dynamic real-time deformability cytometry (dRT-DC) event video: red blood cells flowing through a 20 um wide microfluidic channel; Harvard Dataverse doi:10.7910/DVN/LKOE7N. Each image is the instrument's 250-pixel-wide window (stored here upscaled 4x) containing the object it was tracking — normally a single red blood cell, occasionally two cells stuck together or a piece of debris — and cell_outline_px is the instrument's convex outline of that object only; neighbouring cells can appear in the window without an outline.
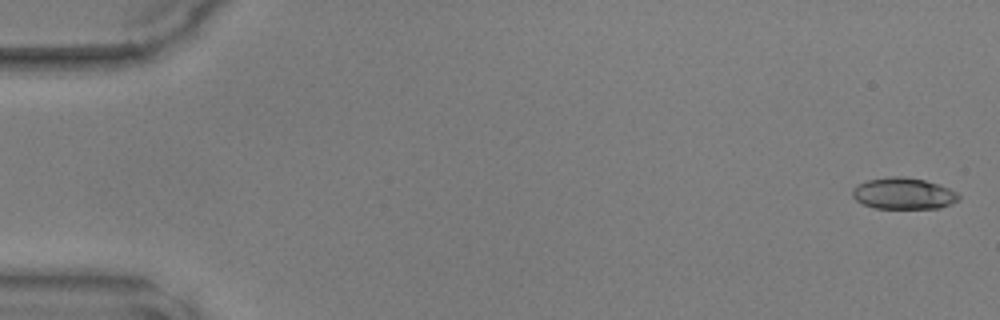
{"species": "common noctule bat (a hibernating species)", "species_latin": "Nyctalus noctula", "temperature_condition": "warm", "stored_images_in_passage": 48, "camera_frame_rate_fps": 3000, "um_per_image_px": 0.085, "animal": {"sex": "male", "body_mass_g": 17.9, "forearm_length_mm": 54.2}, "frame": {"image": 1, "passage_image": 1, "time_ms": 0.0, "image_size_px": [1000, 320], "cell_outline_px": [[960, 200], [940, 208], [876, 208], [864, 204], [856, 200], [852, 196], [852, 188], [856, 184], [868, 180], [888, 176], [904, 176], [924, 180], [948, 188], [956, 192], [960, 196]], "centroid_in_image_um": [76.77, 16.44], "position_along_channel_um": 8.2, "area_um2": 19.48}}
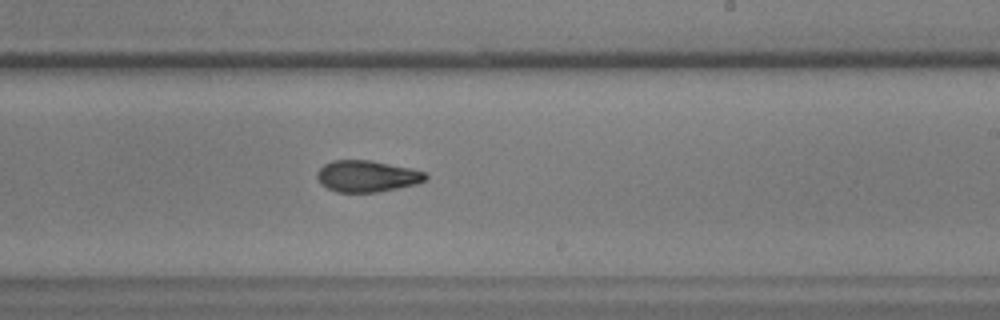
{"frame": {"image": 2, "passage_image": 29, "time_ms": 9.333, "image_size_px": [1000, 320], "cell_outline_px": [[428, 180], [416, 184], [376, 192], [336, 192], [320, 184], [316, 176], [316, 172], [324, 164], [332, 160], [372, 160], [412, 168], [428, 172]], "centroid_in_image_um": [31.22, 14.96], "position_along_channel_um": 257.8, "area_um2": 20.17}}
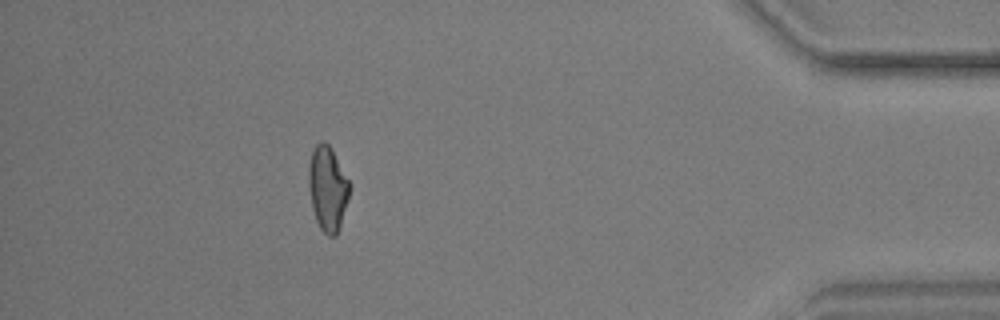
{"frame": {"image": 3, "passage_image": 43, "time_ms": 14.0, "image_size_px": [1000, 320], "cell_outline_px": [[352, 188], [336, 236], [328, 236], [320, 228], [316, 220], [312, 208], [308, 184], [308, 168], [312, 148], [320, 140], [324, 140], [332, 148], [352, 184]], "centroid_in_image_um": [27.86, 15.96], "position_along_channel_um": 407.3, "area_um2": 20.63}}